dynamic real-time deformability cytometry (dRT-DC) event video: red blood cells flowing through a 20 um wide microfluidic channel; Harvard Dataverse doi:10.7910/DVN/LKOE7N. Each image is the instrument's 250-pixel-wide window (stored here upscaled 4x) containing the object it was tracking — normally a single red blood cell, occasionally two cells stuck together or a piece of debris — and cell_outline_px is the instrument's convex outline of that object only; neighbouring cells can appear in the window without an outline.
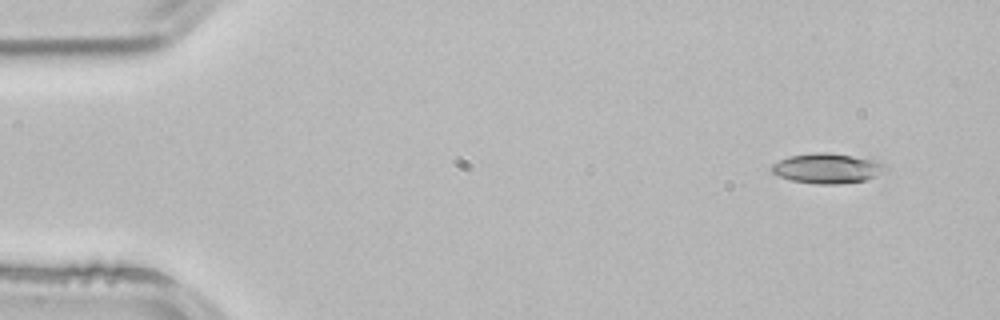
{"species": "common noctule bat (a hibernating species)", "species_latin": "Nyctalus noctula", "temperature_condition": "room temperature", "stored_images_in_passage": 4, "segment_of_instrument_passage": [2, 2], "camera_frame_rate_fps": 3000, "um_per_image_px": 0.085, "animal": {"sex": "male", "body_mass_g": 21.5, "forearm_length_mm": 52.0}, "frame": {"image": 1, "passage_image": 4, "time_ms": 1.0, "image_size_px": [1000, 320], "cell_outline_px": [[888, 168], [876, 176], [864, 180], [840, 184], [816, 184], [792, 180], [780, 176], [772, 172], [772, 164], [788, 156], [816, 152], [824, 152], [880, 160]], "centroid_in_image_um": [70.35, 14.3], "position_along_channel_um": 14.7, "area_um2": 19.83}}